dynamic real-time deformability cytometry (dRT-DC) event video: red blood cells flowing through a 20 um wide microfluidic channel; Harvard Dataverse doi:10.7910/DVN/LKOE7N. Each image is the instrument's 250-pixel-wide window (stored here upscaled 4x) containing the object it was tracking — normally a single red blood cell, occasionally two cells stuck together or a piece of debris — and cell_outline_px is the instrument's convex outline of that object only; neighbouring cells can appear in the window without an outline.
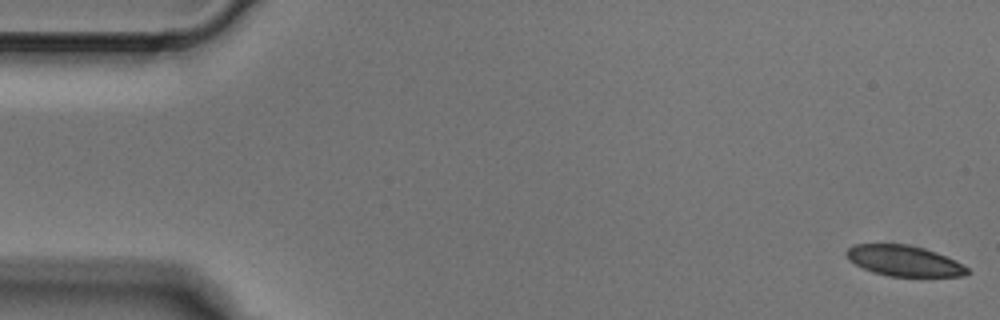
{"species": "Egyptian fruit bat (a non-hibernating species)", "species_latin": "Rousettus aegyptiacus", "temperature_condition": "cold", "stored_images_in_passage": 5, "camera_frame_rate_fps": 3000, "um_per_image_px": 0.085, "animal": {"sex": "male"}, "frame": {"image": 1, "passage_image": 1, "time_ms": 0.0, "image_size_px": [1000, 320], "cell_outline_px": [[968, 272], [964, 276], [888, 276], [872, 272], [848, 260], [844, 252], [848, 248], [856, 244], [908, 244], [924, 248], [936, 252], [956, 260], [968, 268]], "centroid_in_image_um": [76.83, 22.16], "position_along_channel_um": 8.2, "area_um2": 21.56}}
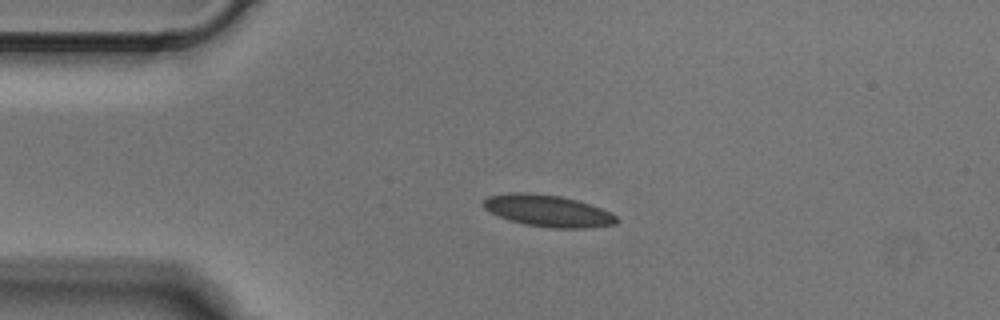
{"frame": {"image": 2, "passage_image": 4, "time_ms": 1.0, "image_size_px": [1000, 320], "cell_outline_px": [[616, 224], [584, 228], [552, 228], [524, 224], [500, 216], [484, 208], [484, 200], [488, 196], [508, 192], [528, 192], [560, 196], [576, 200], [600, 208], [616, 216]], "centroid_in_image_um": [46.55, 17.91], "position_along_channel_um": 38.5, "area_um2": 24.22}}